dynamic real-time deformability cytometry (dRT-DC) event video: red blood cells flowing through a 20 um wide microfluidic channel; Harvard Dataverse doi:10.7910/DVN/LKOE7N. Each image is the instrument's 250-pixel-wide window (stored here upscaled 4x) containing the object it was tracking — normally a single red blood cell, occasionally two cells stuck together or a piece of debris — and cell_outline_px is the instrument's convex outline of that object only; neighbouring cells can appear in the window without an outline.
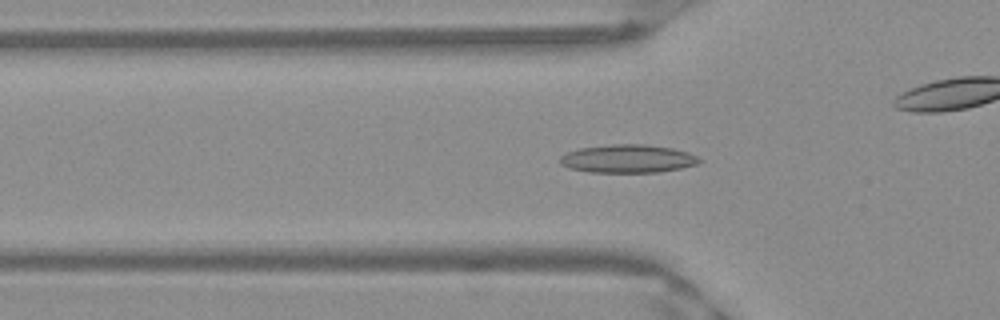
{"species": "Egyptian fruit bat (a non-hibernating species)", "species_latin": "Rousettus aegyptiacus", "temperature_condition": "warm", "stored_images_in_passage": 51, "camera_frame_rate_fps": 3000, "um_per_image_px": 0.085, "frame": {"image": 1, "passage_image": 16, "time_ms": 5.0, "image_size_px": [1000, 320], "cell_outline_px": [[704, 160], [700, 164], [680, 168], [656, 172], [588, 172], [568, 168], [560, 164], [560, 156], [568, 152], [580, 148], [612, 144], [644, 144], [672, 148], [688, 152]], "centroid_in_image_um": [53.38, 13.49], "position_along_channel_um": 72.4, "area_um2": 22.95}}
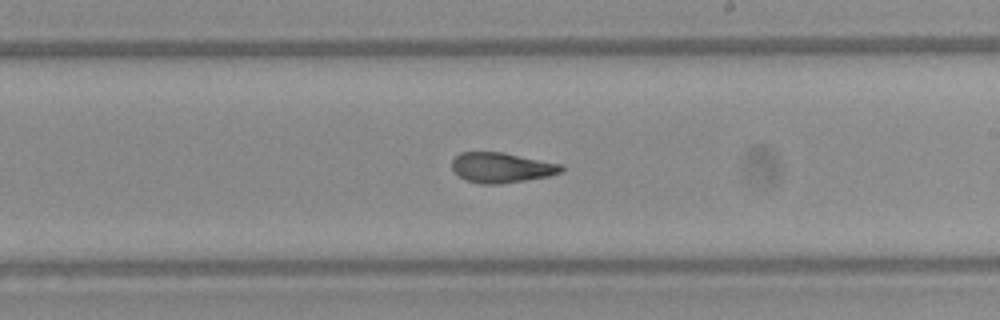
{"frame": {"image": 2, "passage_image": 29, "time_ms": 9.333, "image_size_px": [1000, 320], "cell_outline_px": [[564, 168], [560, 172], [548, 176], [500, 184], [480, 184], [464, 180], [452, 168], [452, 160], [460, 152], [504, 152], [564, 164]], "centroid_in_image_um": [42.64, 14.24], "position_along_channel_um": 246.4, "area_um2": 19.31}}
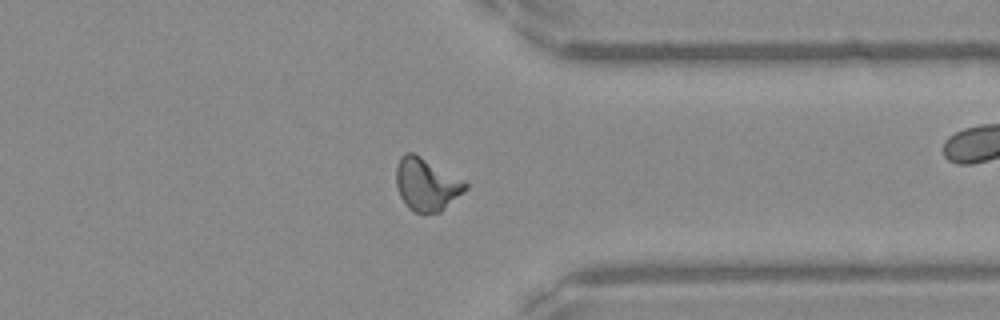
{"frame": {"image": 3, "passage_image": 39, "time_ms": 12.667, "image_size_px": [1000, 320], "cell_outline_px": [[468, 188], [440, 212], [416, 212], [408, 208], [400, 196], [396, 184], [396, 168], [400, 156], [404, 152], [412, 152], [420, 156], [464, 180], [468, 184]], "centroid_in_image_um": [36.24, 15.66], "position_along_channel_um": 375.2, "area_um2": 21.04}, "authors_computed_cell_mechanics": {"area_um2": 19.9988, "velocity_mm_per_s": 3.9936, "shape_relaxation_time_tau1_ms": 9.9452, "shape_relaxation_time_tau2_ms": 1.6049, "deformation_change_tau1": 0.2838, "deformation_change_tau2": 0.0939}}